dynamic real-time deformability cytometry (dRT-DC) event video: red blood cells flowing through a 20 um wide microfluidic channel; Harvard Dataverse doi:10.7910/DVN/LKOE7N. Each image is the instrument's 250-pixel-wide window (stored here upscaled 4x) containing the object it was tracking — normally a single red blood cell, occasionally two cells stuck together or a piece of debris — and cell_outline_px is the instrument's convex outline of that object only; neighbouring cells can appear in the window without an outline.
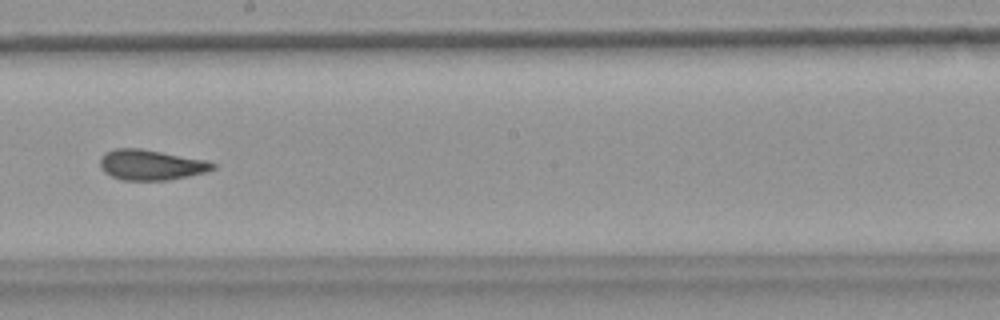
{"species": "common noctule bat (a hibernating species)", "species_latin": "Nyctalus noctula", "temperature_condition": "warm", "stored_images_in_passage": 7, "camera_frame_rate_fps": 3000, "um_per_image_px": 0.085, "animal": {"sex": "female", "body_mass_g": 18.4}, "frame": {"image": 1, "passage_image": 7, "time_ms": 2.0, "image_size_px": [1000, 320], "cell_outline_px": [[216, 168], [204, 172], [188, 176], [168, 180], [124, 180], [112, 176], [104, 172], [100, 168], [100, 156], [104, 152], [116, 148], [140, 148], [208, 160], [216, 164]], "centroid_in_image_um": [12.82, 14.0], "position_along_channel_um": 235.4, "area_um2": 20.06}}